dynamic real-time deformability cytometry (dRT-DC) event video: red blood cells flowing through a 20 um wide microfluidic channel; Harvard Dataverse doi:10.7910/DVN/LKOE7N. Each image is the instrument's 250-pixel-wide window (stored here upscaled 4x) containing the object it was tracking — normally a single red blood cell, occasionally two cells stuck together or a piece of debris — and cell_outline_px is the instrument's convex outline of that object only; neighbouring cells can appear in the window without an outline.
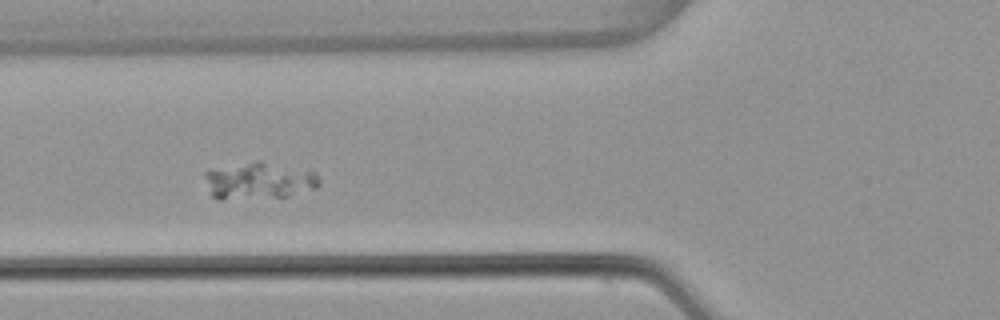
{"species": "common noctule bat (a hibernating species)", "species_latin": "Nyctalus noctula", "temperature_condition": "warm", "stored_images_in_passage": 6, "camera_frame_rate_fps": 3000, "um_per_image_px": 0.085, "animal": {"sex": "female", "body_mass_g": 22.7, "forearm_length_mm": 54.2}, "frame": {"image": 1, "passage_image": 5, "time_ms": 1.333, "image_size_px": [1000, 320], "cell_outline_px": [[320, 184], [316, 188], [288, 196], [220, 200], [212, 196], [204, 176], [204, 172], [256, 160], [260, 160], [308, 168], [316, 172], [320, 176]], "centroid_in_image_um": [22.11, 15.35], "position_along_channel_um": 103.7, "area_um2": 24.97}}
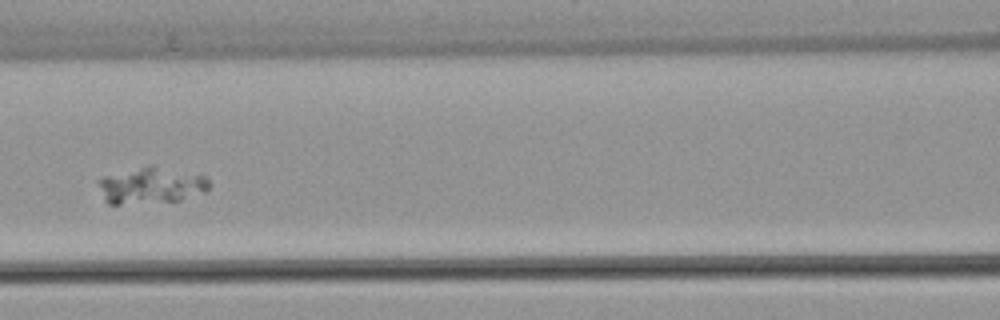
{"frame": {"image": 2, "passage_image": 6, "time_ms": 1.667, "image_size_px": [1000, 320], "cell_outline_px": [[208, 188], [204, 192], [180, 200], [120, 204], [108, 204], [104, 200], [96, 180], [104, 176], [148, 164], [152, 164], [208, 176]], "centroid_in_image_um": [12.83, 15.73], "position_along_channel_um": 153.8, "area_um2": 23.7}}